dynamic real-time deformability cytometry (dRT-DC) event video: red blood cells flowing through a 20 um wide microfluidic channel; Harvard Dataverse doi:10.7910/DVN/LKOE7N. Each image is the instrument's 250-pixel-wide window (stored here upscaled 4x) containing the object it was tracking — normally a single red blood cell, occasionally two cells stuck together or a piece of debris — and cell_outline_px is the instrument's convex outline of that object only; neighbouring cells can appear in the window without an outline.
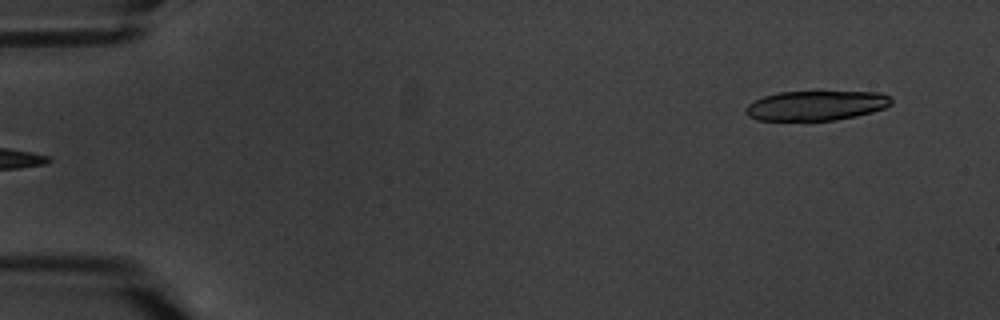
{"species": "common noctule bat (a hibernating species)", "species_latin": "Nyctalus noctula", "temperature_condition": "warm", "stored_images_in_passage": 6, "segment_of_instrument_passage": [2, 2], "camera_frame_rate_fps": 3000, "um_per_image_px": 0.085, "animal": {"sex": "male", "body_mass_g": 20.1, "forearm_length_mm": 53.5}, "frame": {"image": 1, "passage_image": 6, "time_ms": 6.667, "image_size_px": [1000, 320], "cell_outline_px": [[892, 104], [884, 108], [872, 112], [856, 116], [836, 120], [756, 120], [748, 116], [744, 112], [748, 104], [764, 96], [780, 92], [816, 88], [820, 88], [880, 92], [892, 96]], "centroid_in_image_um": [69.44, 8.9], "position_along_channel_um": 15.6, "area_um2": 26.7}}